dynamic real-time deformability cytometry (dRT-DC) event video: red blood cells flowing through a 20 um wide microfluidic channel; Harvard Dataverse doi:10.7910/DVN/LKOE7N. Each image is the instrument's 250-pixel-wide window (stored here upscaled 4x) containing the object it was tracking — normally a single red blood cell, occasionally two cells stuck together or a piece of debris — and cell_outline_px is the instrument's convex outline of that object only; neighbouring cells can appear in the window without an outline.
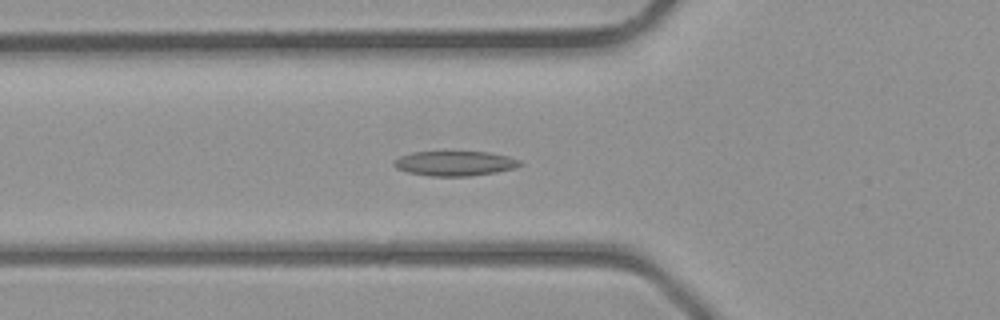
{"species": "common noctule bat (a hibernating species)", "species_latin": "Nyctalus noctula", "temperature_condition": "room temperature", "stored_images_in_passage": 41, "camera_frame_rate_fps": 3000, "um_per_image_px": 0.085, "animal": {"sex": "male", "body_mass_g": 23.1, "forearm_length_mm": 52.7}, "frame": {"image": 1, "passage_image": 14, "time_ms": 4.333, "image_size_px": [1000, 320], "cell_outline_px": [[524, 164], [516, 168], [496, 172], [468, 176], [428, 176], [408, 172], [396, 168], [392, 164], [392, 160], [400, 156], [412, 152], [444, 148], [448, 148], [492, 152], [508, 156], [520, 160]], "centroid_in_image_um": [38.64, 13.82], "position_along_channel_um": 87.2, "area_um2": 19.59}}
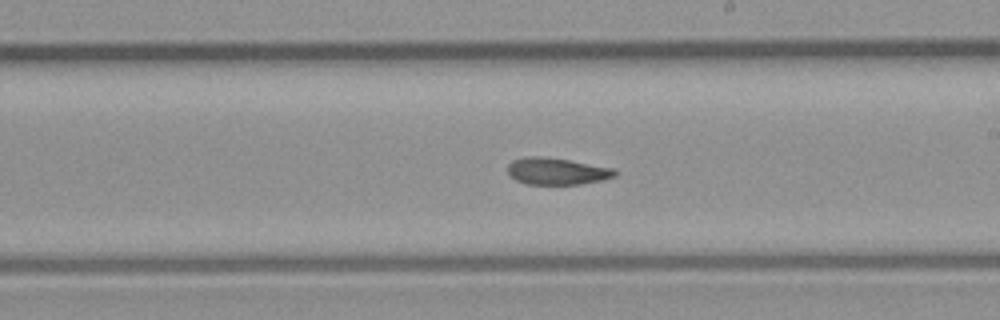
{"frame": {"image": 2, "passage_image": 23, "time_ms": 7.333, "image_size_px": [1000, 320], "cell_outline_px": [[616, 176], [600, 180], [580, 184], [528, 184], [516, 180], [508, 172], [508, 164], [512, 160], [524, 156], [540, 156], [568, 160], [612, 168], [616, 172]], "centroid_in_image_um": [47.29, 14.55], "position_along_channel_um": 241.7, "area_um2": 16.53}}
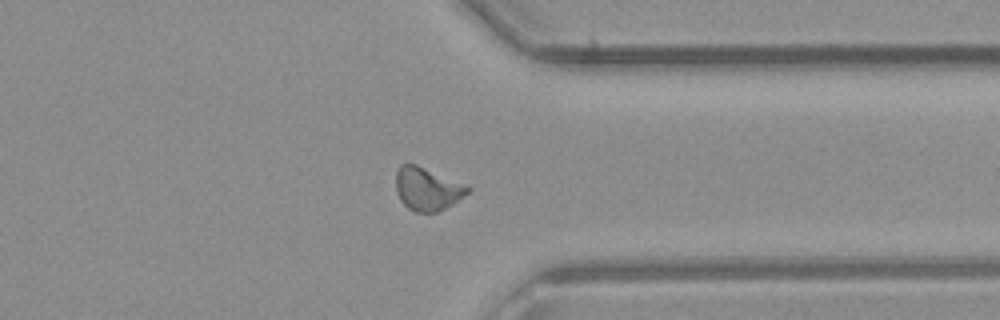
{"frame": {"image": 3, "passage_image": 31, "time_ms": 10.0, "image_size_px": [1000, 320], "cell_outline_px": [[472, 188], [468, 192], [452, 204], [436, 212], [416, 212], [408, 208], [400, 200], [396, 192], [396, 172], [400, 164], [416, 164]], "centroid_in_image_um": [36.27, 16.06], "position_along_channel_um": 375.1, "area_um2": 17.63}}